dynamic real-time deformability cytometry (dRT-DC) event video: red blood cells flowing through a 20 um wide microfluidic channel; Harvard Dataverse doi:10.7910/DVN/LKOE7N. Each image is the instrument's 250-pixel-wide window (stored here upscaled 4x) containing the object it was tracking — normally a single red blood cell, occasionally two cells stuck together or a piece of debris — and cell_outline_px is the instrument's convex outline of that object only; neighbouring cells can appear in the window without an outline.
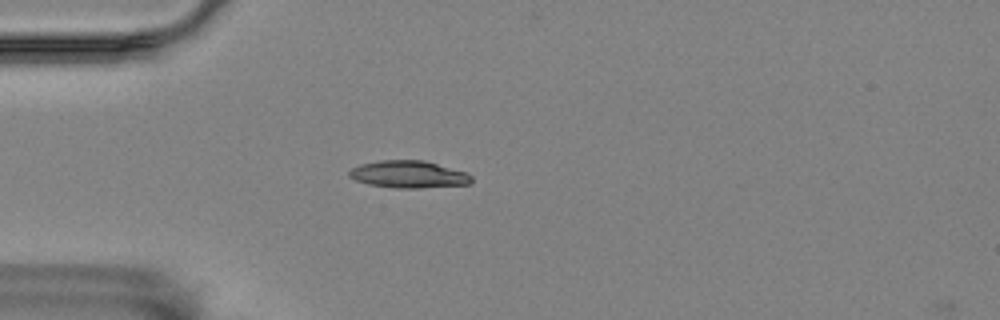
{"species": "Egyptian fruit bat (a non-hibernating species)", "species_latin": "Rousettus aegyptiacus", "temperature_condition": "room temperature", "stored_images_in_passage": 56, "camera_frame_rate_fps": 3000, "um_per_image_px": 0.085, "animal": {"sex": "female"}, "frame": {"image": 1, "passage_image": 15, "time_ms": 4.667, "image_size_px": [1000, 320], "cell_outline_px": [[472, 184], [420, 188], [396, 188], [368, 184], [356, 180], [348, 176], [348, 172], [352, 168], [360, 164], [380, 160], [424, 160], [468, 172], [472, 176]], "centroid_in_image_um": [34.77, 14.82], "position_along_channel_um": 50.2, "area_um2": 19.59}}
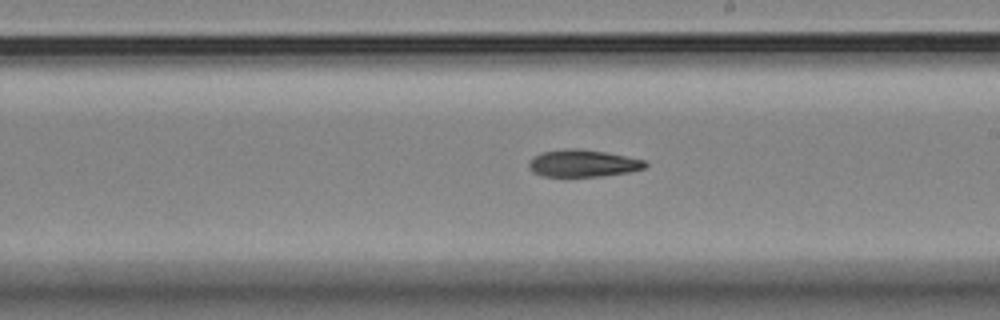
{"frame": {"image": 2, "passage_image": 32, "time_ms": 10.333, "image_size_px": [1000, 320], "cell_outline_px": [[648, 164], [644, 168], [628, 172], [600, 176], [540, 176], [532, 172], [528, 168], [528, 164], [536, 156], [544, 152], [568, 148], [576, 148], [604, 152], [644, 160]], "centroid_in_image_um": [49.53, 13.89], "position_along_channel_um": 239.5, "area_um2": 18.09}}
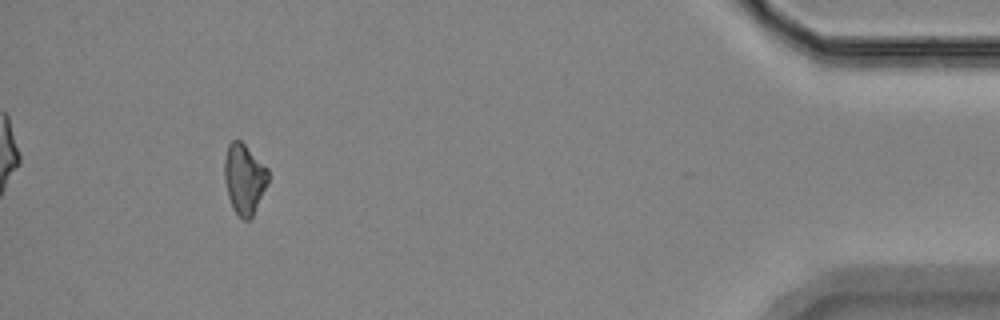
{"frame": {"image": 3, "passage_image": 52, "time_ms": 17.0, "image_size_px": [1000, 320], "cell_outline_px": [[268, 180], [252, 216], [248, 220], [244, 220], [232, 208], [228, 196], [224, 180], [224, 160], [228, 144], [232, 140], [240, 140], [268, 168]], "centroid_in_image_um": [20.73, 15.18], "position_along_channel_um": 414.5, "area_um2": 17.63}, "authors_computed_cell_mechanics": {"area_um2": 18.4382, "velocity_mm_per_s": 3.5319, "shape_relaxation_time_tau1_ms": 8.6647, "shape_relaxation_time_tau2_ms": null, "deformation_change_tau1": 0.1568, "deformation_change_tau2": null}}